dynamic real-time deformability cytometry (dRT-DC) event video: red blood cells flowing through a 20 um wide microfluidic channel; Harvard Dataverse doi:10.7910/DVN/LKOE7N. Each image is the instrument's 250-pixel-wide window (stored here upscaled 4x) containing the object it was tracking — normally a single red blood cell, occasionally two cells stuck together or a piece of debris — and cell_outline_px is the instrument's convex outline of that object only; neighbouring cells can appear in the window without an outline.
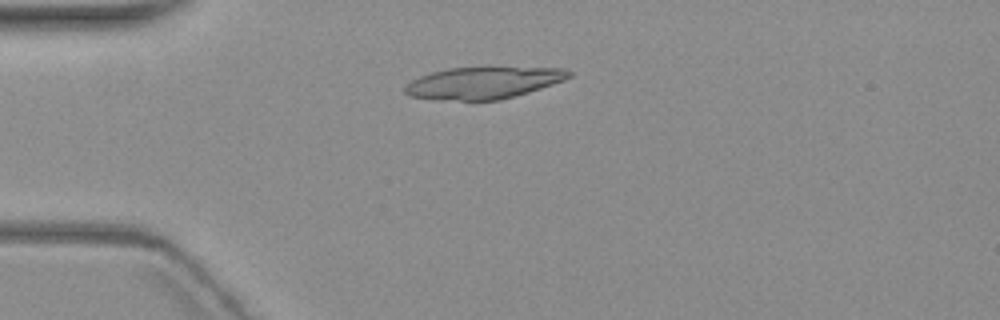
{"species": "common noctule bat (a hibernating species)", "species_latin": "Nyctalus noctula", "temperature_condition": "warm", "stored_images_in_passage": 1, "camera_frame_rate_fps": 3000, "um_per_image_px": 0.085, "animal": {"sex": "female", "body_mass_g": 19.3, "forearm_length_mm": 54.1}, "frame": {"image": 1, "passage_image": 1, "time_ms": 0.0, "image_size_px": [1000, 320], "cell_outline_px": [[572, 76], [564, 80], [528, 92], [500, 100], [440, 100], [408, 96], [404, 92], [404, 88], [412, 80], [420, 76], [432, 72], [448, 68], [488, 64], [564, 68], [572, 72]], "centroid_in_image_um": [41.13, 6.98], "position_along_channel_um": 43.9, "area_um2": 31.79}}